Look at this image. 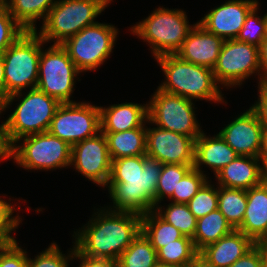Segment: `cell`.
<instances>
[{"label":"cell","mask_w":267,"mask_h":267,"mask_svg":"<svg viewBox=\"0 0 267 267\" xmlns=\"http://www.w3.org/2000/svg\"><path fill=\"white\" fill-rule=\"evenodd\" d=\"M71 165L94 184L106 187L112 160L105 135L100 131L72 146Z\"/></svg>","instance_id":"5bb4252c"},{"label":"cell","mask_w":267,"mask_h":267,"mask_svg":"<svg viewBox=\"0 0 267 267\" xmlns=\"http://www.w3.org/2000/svg\"><path fill=\"white\" fill-rule=\"evenodd\" d=\"M208 178L206 174L192 167L179 181L173 195L169 198L170 201L187 204Z\"/></svg>","instance_id":"836d02e7"},{"label":"cell","mask_w":267,"mask_h":267,"mask_svg":"<svg viewBox=\"0 0 267 267\" xmlns=\"http://www.w3.org/2000/svg\"><path fill=\"white\" fill-rule=\"evenodd\" d=\"M71 152L68 143L46 131L18 139L11 146V159L26 170L48 171L71 166Z\"/></svg>","instance_id":"ba28073f"},{"label":"cell","mask_w":267,"mask_h":267,"mask_svg":"<svg viewBox=\"0 0 267 267\" xmlns=\"http://www.w3.org/2000/svg\"><path fill=\"white\" fill-rule=\"evenodd\" d=\"M154 267H182V266L157 263Z\"/></svg>","instance_id":"816d5d0a"},{"label":"cell","mask_w":267,"mask_h":267,"mask_svg":"<svg viewBox=\"0 0 267 267\" xmlns=\"http://www.w3.org/2000/svg\"><path fill=\"white\" fill-rule=\"evenodd\" d=\"M117 267H154L157 251L141 231L116 261Z\"/></svg>","instance_id":"83f0119b"},{"label":"cell","mask_w":267,"mask_h":267,"mask_svg":"<svg viewBox=\"0 0 267 267\" xmlns=\"http://www.w3.org/2000/svg\"><path fill=\"white\" fill-rule=\"evenodd\" d=\"M118 33L114 25L97 22L66 39L61 46L80 72L95 71L110 57Z\"/></svg>","instance_id":"9c48e42d"},{"label":"cell","mask_w":267,"mask_h":267,"mask_svg":"<svg viewBox=\"0 0 267 267\" xmlns=\"http://www.w3.org/2000/svg\"><path fill=\"white\" fill-rule=\"evenodd\" d=\"M260 160H267V129L262 132V147L259 154Z\"/></svg>","instance_id":"c3c4849f"},{"label":"cell","mask_w":267,"mask_h":267,"mask_svg":"<svg viewBox=\"0 0 267 267\" xmlns=\"http://www.w3.org/2000/svg\"><path fill=\"white\" fill-rule=\"evenodd\" d=\"M74 231V247L83 255L117 261L141 232V215L102 208ZM97 215V216H96Z\"/></svg>","instance_id":"7a4b0ae2"},{"label":"cell","mask_w":267,"mask_h":267,"mask_svg":"<svg viewBox=\"0 0 267 267\" xmlns=\"http://www.w3.org/2000/svg\"><path fill=\"white\" fill-rule=\"evenodd\" d=\"M16 99L20 102L6 119V134L11 145L24 136L48 131L61 104L38 88H32L26 94L20 91L9 95L2 108L6 110Z\"/></svg>","instance_id":"277c9868"},{"label":"cell","mask_w":267,"mask_h":267,"mask_svg":"<svg viewBox=\"0 0 267 267\" xmlns=\"http://www.w3.org/2000/svg\"><path fill=\"white\" fill-rule=\"evenodd\" d=\"M246 206V190L218 186V209L235 230L242 224Z\"/></svg>","instance_id":"f1b7e54d"},{"label":"cell","mask_w":267,"mask_h":267,"mask_svg":"<svg viewBox=\"0 0 267 267\" xmlns=\"http://www.w3.org/2000/svg\"><path fill=\"white\" fill-rule=\"evenodd\" d=\"M141 231L150 240L156 251L184 236L176 227L163 220L155 211H149L142 215Z\"/></svg>","instance_id":"4316f807"},{"label":"cell","mask_w":267,"mask_h":267,"mask_svg":"<svg viewBox=\"0 0 267 267\" xmlns=\"http://www.w3.org/2000/svg\"><path fill=\"white\" fill-rule=\"evenodd\" d=\"M234 230L225 216L217 209L197 220L196 231L192 238L194 246L199 252Z\"/></svg>","instance_id":"484cf974"},{"label":"cell","mask_w":267,"mask_h":267,"mask_svg":"<svg viewBox=\"0 0 267 267\" xmlns=\"http://www.w3.org/2000/svg\"><path fill=\"white\" fill-rule=\"evenodd\" d=\"M258 101L251 106L257 114L263 129H267V84H258Z\"/></svg>","instance_id":"60d3db41"},{"label":"cell","mask_w":267,"mask_h":267,"mask_svg":"<svg viewBox=\"0 0 267 267\" xmlns=\"http://www.w3.org/2000/svg\"><path fill=\"white\" fill-rule=\"evenodd\" d=\"M192 167V165L173 163L162 165L156 187V205L160 204L164 198L169 199L173 195L179 181Z\"/></svg>","instance_id":"1f68e13d"},{"label":"cell","mask_w":267,"mask_h":267,"mask_svg":"<svg viewBox=\"0 0 267 267\" xmlns=\"http://www.w3.org/2000/svg\"><path fill=\"white\" fill-rule=\"evenodd\" d=\"M106 6H108L113 0H101Z\"/></svg>","instance_id":"db71d44e"},{"label":"cell","mask_w":267,"mask_h":267,"mask_svg":"<svg viewBox=\"0 0 267 267\" xmlns=\"http://www.w3.org/2000/svg\"><path fill=\"white\" fill-rule=\"evenodd\" d=\"M265 40H267V13L265 14Z\"/></svg>","instance_id":"f5cc1de1"},{"label":"cell","mask_w":267,"mask_h":267,"mask_svg":"<svg viewBox=\"0 0 267 267\" xmlns=\"http://www.w3.org/2000/svg\"><path fill=\"white\" fill-rule=\"evenodd\" d=\"M214 186L207 180L187 203L197 220L218 209V186Z\"/></svg>","instance_id":"d6a6232c"},{"label":"cell","mask_w":267,"mask_h":267,"mask_svg":"<svg viewBox=\"0 0 267 267\" xmlns=\"http://www.w3.org/2000/svg\"><path fill=\"white\" fill-rule=\"evenodd\" d=\"M262 132L263 126L250 107L220 130L219 134L239 156L259 157Z\"/></svg>","instance_id":"e0dca14e"},{"label":"cell","mask_w":267,"mask_h":267,"mask_svg":"<svg viewBox=\"0 0 267 267\" xmlns=\"http://www.w3.org/2000/svg\"><path fill=\"white\" fill-rule=\"evenodd\" d=\"M258 5V0H228L210 10L197 23L224 40L236 39L246 17Z\"/></svg>","instance_id":"2e32d148"},{"label":"cell","mask_w":267,"mask_h":267,"mask_svg":"<svg viewBox=\"0 0 267 267\" xmlns=\"http://www.w3.org/2000/svg\"><path fill=\"white\" fill-rule=\"evenodd\" d=\"M45 42L36 31L24 32L3 55L6 98L36 88L41 50Z\"/></svg>","instance_id":"52a82bcc"},{"label":"cell","mask_w":267,"mask_h":267,"mask_svg":"<svg viewBox=\"0 0 267 267\" xmlns=\"http://www.w3.org/2000/svg\"><path fill=\"white\" fill-rule=\"evenodd\" d=\"M195 140L159 127L146 126V155L162 164L194 166Z\"/></svg>","instance_id":"9a60e30c"},{"label":"cell","mask_w":267,"mask_h":267,"mask_svg":"<svg viewBox=\"0 0 267 267\" xmlns=\"http://www.w3.org/2000/svg\"><path fill=\"white\" fill-rule=\"evenodd\" d=\"M239 155L225 142L218 133L211 137L204 131L195 140L194 168L202 171L201 166L206 165L216 174Z\"/></svg>","instance_id":"7402d4cb"},{"label":"cell","mask_w":267,"mask_h":267,"mask_svg":"<svg viewBox=\"0 0 267 267\" xmlns=\"http://www.w3.org/2000/svg\"><path fill=\"white\" fill-rule=\"evenodd\" d=\"M187 267H216L203 258L199 253Z\"/></svg>","instance_id":"7dc6e473"},{"label":"cell","mask_w":267,"mask_h":267,"mask_svg":"<svg viewBox=\"0 0 267 267\" xmlns=\"http://www.w3.org/2000/svg\"><path fill=\"white\" fill-rule=\"evenodd\" d=\"M263 267H267V258L265 257L264 265Z\"/></svg>","instance_id":"11a10c76"},{"label":"cell","mask_w":267,"mask_h":267,"mask_svg":"<svg viewBox=\"0 0 267 267\" xmlns=\"http://www.w3.org/2000/svg\"><path fill=\"white\" fill-rule=\"evenodd\" d=\"M224 41L222 37L206 31L196 23L176 55L187 62L213 69Z\"/></svg>","instance_id":"ac0fdd59"},{"label":"cell","mask_w":267,"mask_h":267,"mask_svg":"<svg viewBox=\"0 0 267 267\" xmlns=\"http://www.w3.org/2000/svg\"><path fill=\"white\" fill-rule=\"evenodd\" d=\"M102 133L106 137L111 160L146 155V127Z\"/></svg>","instance_id":"cb8c5ba5"},{"label":"cell","mask_w":267,"mask_h":267,"mask_svg":"<svg viewBox=\"0 0 267 267\" xmlns=\"http://www.w3.org/2000/svg\"><path fill=\"white\" fill-rule=\"evenodd\" d=\"M15 229H0V253L13 241L14 236H11V232Z\"/></svg>","instance_id":"f6af8a7d"},{"label":"cell","mask_w":267,"mask_h":267,"mask_svg":"<svg viewBox=\"0 0 267 267\" xmlns=\"http://www.w3.org/2000/svg\"><path fill=\"white\" fill-rule=\"evenodd\" d=\"M259 245L263 248L265 257L267 258V238H265L264 240H262Z\"/></svg>","instance_id":"f907efd6"},{"label":"cell","mask_w":267,"mask_h":267,"mask_svg":"<svg viewBox=\"0 0 267 267\" xmlns=\"http://www.w3.org/2000/svg\"><path fill=\"white\" fill-rule=\"evenodd\" d=\"M161 206L156 205L154 211L167 223L176 227L184 236L193 238L197 219L190 212L187 204L171 202L167 205L166 209Z\"/></svg>","instance_id":"4dcf8cb0"},{"label":"cell","mask_w":267,"mask_h":267,"mask_svg":"<svg viewBox=\"0 0 267 267\" xmlns=\"http://www.w3.org/2000/svg\"><path fill=\"white\" fill-rule=\"evenodd\" d=\"M58 0H5L3 3L14 19L26 30L37 31L36 22L46 19Z\"/></svg>","instance_id":"d4e9b609"},{"label":"cell","mask_w":267,"mask_h":267,"mask_svg":"<svg viewBox=\"0 0 267 267\" xmlns=\"http://www.w3.org/2000/svg\"><path fill=\"white\" fill-rule=\"evenodd\" d=\"M259 157L238 156L215 176L218 186L248 190L262 182Z\"/></svg>","instance_id":"603a6c76"},{"label":"cell","mask_w":267,"mask_h":267,"mask_svg":"<svg viewBox=\"0 0 267 267\" xmlns=\"http://www.w3.org/2000/svg\"><path fill=\"white\" fill-rule=\"evenodd\" d=\"M262 164V182L267 185V160H261Z\"/></svg>","instance_id":"681fc988"},{"label":"cell","mask_w":267,"mask_h":267,"mask_svg":"<svg viewBox=\"0 0 267 267\" xmlns=\"http://www.w3.org/2000/svg\"><path fill=\"white\" fill-rule=\"evenodd\" d=\"M5 111L0 105V114ZM11 144L6 134V121L0 125V160L11 159Z\"/></svg>","instance_id":"7bdbcfd3"},{"label":"cell","mask_w":267,"mask_h":267,"mask_svg":"<svg viewBox=\"0 0 267 267\" xmlns=\"http://www.w3.org/2000/svg\"><path fill=\"white\" fill-rule=\"evenodd\" d=\"M26 30L0 2V54H3Z\"/></svg>","instance_id":"d590c367"},{"label":"cell","mask_w":267,"mask_h":267,"mask_svg":"<svg viewBox=\"0 0 267 267\" xmlns=\"http://www.w3.org/2000/svg\"><path fill=\"white\" fill-rule=\"evenodd\" d=\"M148 104L147 124L192 137L196 140L203 132L196 119L195 104L191 99L158 89Z\"/></svg>","instance_id":"30bf717a"},{"label":"cell","mask_w":267,"mask_h":267,"mask_svg":"<svg viewBox=\"0 0 267 267\" xmlns=\"http://www.w3.org/2000/svg\"><path fill=\"white\" fill-rule=\"evenodd\" d=\"M265 254L263 248L256 244L243 257L236 260L230 267H263Z\"/></svg>","instance_id":"ab89813d"},{"label":"cell","mask_w":267,"mask_h":267,"mask_svg":"<svg viewBox=\"0 0 267 267\" xmlns=\"http://www.w3.org/2000/svg\"><path fill=\"white\" fill-rule=\"evenodd\" d=\"M107 6L101 0H58L38 32L45 43L62 44L83 28L97 23Z\"/></svg>","instance_id":"8992f818"},{"label":"cell","mask_w":267,"mask_h":267,"mask_svg":"<svg viewBox=\"0 0 267 267\" xmlns=\"http://www.w3.org/2000/svg\"><path fill=\"white\" fill-rule=\"evenodd\" d=\"M162 163L147 155L112 160L107 183L112 211L145 215L156 206V187Z\"/></svg>","instance_id":"6da1fadb"},{"label":"cell","mask_w":267,"mask_h":267,"mask_svg":"<svg viewBox=\"0 0 267 267\" xmlns=\"http://www.w3.org/2000/svg\"><path fill=\"white\" fill-rule=\"evenodd\" d=\"M99 110L101 132H121L146 127L148 120V104L125 102L109 107L99 106Z\"/></svg>","instance_id":"d6986e66"},{"label":"cell","mask_w":267,"mask_h":267,"mask_svg":"<svg viewBox=\"0 0 267 267\" xmlns=\"http://www.w3.org/2000/svg\"><path fill=\"white\" fill-rule=\"evenodd\" d=\"M27 255L15 240L0 253V267H28Z\"/></svg>","instance_id":"74e56055"},{"label":"cell","mask_w":267,"mask_h":267,"mask_svg":"<svg viewBox=\"0 0 267 267\" xmlns=\"http://www.w3.org/2000/svg\"><path fill=\"white\" fill-rule=\"evenodd\" d=\"M48 132L71 147L95 136L100 132L99 106L88 102L61 103L51 120Z\"/></svg>","instance_id":"4fadbf2b"},{"label":"cell","mask_w":267,"mask_h":267,"mask_svg":"<svg viewBox=\"0 0 267 267\" xmlns=\"http://www.w3.org/2000/svg\"><path fill=\"white\" fill-rule=\"evenodd\" d=\"M181 9L158 7L143 21L131 26V33L148 42L152 56L176 54L195 24L188 23Z\"/></svg>","instance_id":"5b68a950"},{"label":"cell","mask_w":267,"mask_h":267,"mask_svg":"<svg viewBox=\"0 0 267 267\" xmlns=\"http://www.w3.org/2000/svg\"><path fill=\"white\" fill-rule=\"evenodd\" d=\"M258 7L259 5L248 14L236 40L259 47L265 40V15L263 17L257 15Z\"/></svg>","instance_id":"e575fe53"},{"label":"cell","mask_w":267,"mask_h":267,"mask_svg":"<svg viewBox=\"0 0 267 267\" xmlns=\"http://www.w3.org/2000/svg\"><path fill=\"white\" fill-rule=\"evenodd\" d=\"M73 248L67 255L63 254L59 246L53 242L48 248L35 256L34 259L28 257V267H69V261L73 260Z\"/></svg>","instance_id":"8d00e7d4"},{"label":"cell","mask_w":267,"mask_h":267,"mask_svg":"<svg viewBox=\"0 0 267 267\" xmlns=\"http://www.w3.org/2000/svg\"><path fill=\"white\" fill-rule=\"evenodd\" d=\"M72 259L81 261L79 267H117L116 261L112 259L86 256L81 254L75 247Z\"/></svg>","instance_id":"b9f144b4"},{"label":"cell","mask_w":267,"mask_h":267,"mask_svg":"<svg viewBox=\"0 0 267 267\" xmlns=\"http://www.w3.org/2000/svg\"><path fill=\"white\" fill-rule=\"evenodd\" d=\"M155 59L166 77L158 89L193 101L202 99L224 103L221 86L217 85L213 69L182 60L176 54H167Z\"/></svg>","instance_id":"3957f363"},{"label":"cell","mask_w":267,"mask_h":267,"mask_svg":"<svg viewBox=\"0 0 267 267\" xmlns=\"http://www.w3.org/2000/svg\"><path fill=\"white\" fill-rule=\"evenodd\" d=\"M256 243L243 232L234 230L201 249L199 254L216 267H230L243 257Z\"/></svg>","instance_id":"44dd1931"},{"label":"cell","mask_w":267,"mask_h":267,"mask_svg":"<svg viewBox=\"0 0 267 267\" xmlns=\"http://www.w3.org/2000/svg\"><path fill=\"white\" fill-rule=\"evenodd\" d=\"M6 100V85L4 75V60L3 55L0 54V105Z\"/></svg>","instance_id":"bcb514c9"},{"label":"cell","mask_w":267,"mask_h":267,"mask_svg":"<svg viewBox=\"0 0 267 267\" xmlns=\"http://www.w3.org/2000/svg\"><path fill=\"white\" fill-rule=\"evenodd\" d=\"M17 207L0 198V229H18L22 219L18 214L12 216Z\"/></svg>","instance_id":"f35d334b"},{"label":"cell","mask_w":267,"mask_h":267,"mask_svg":"<svg viewBox=\"0 0 267 267\" xmlns=\"http://www.w3.org/2000/svg\"><path fill=\"white\" fill-rule=\"evenodd\" d=\"M80 73L61 44L50 45L45 51L43 47L36 88L60 103H74L70 99L74 92L75 77Z\"/></svg>","instance_id":"8fae6325"},{"label":"cell","mask_w":267,"mask_h":267,"mask_svg":"<svg viewBox=\"0 0 267 267\" xmlns=\"http://www.w3.org/2000/svg\"><path fill=\"white\" fill-rule=\"evenodd\" d=\"M199 252L196 250L193 239L183 236L166 244L157 250L158 263L187 267Z\"/></svg>","instance_id":"f546056e"},{"label":"cell","mask_w":267,"mask_h":267,"mask_svg":"<svg viewBox=\"0 0 267 267\" xmlns=\"http://www.w3.org/2000/svg\"><path fill=\"white\" fill-rule=\"evenodd\" d=\"M259 62L261 71V84H267V40L259 46Z\"/></svg>","instance_id":"ee69618b"},{"label":"cell","mask_w":267,"mask_h":267,"mask_svg":"<svg viewBox=\"0 0 267 267\" xmlns=\"http://www.w3.org/2000/svg\"><path fill=\"white\" fill-rule=\"evenodd\" d=\"M255 73L261 84L259 47L236 39L225 40L213 68L217 84L227 88L240 86Z\"/></svg>","instance_id":"7c38bea8"},{"label":"cell","mask_w":267,"mask_h":267,"mask_svg":"<svg viewBox=\"0 0 267 267\" xmlns=\"http://www.w3.org/2000/svg\"><path fill=\"white\" fill-rule=\"evenodd\" d=\"M246 192L247 206L242 224L237 230L259 244L267 238V185L261 182Z\"/></svg>","instance_id":"ffe728a7"}]
</instances>
